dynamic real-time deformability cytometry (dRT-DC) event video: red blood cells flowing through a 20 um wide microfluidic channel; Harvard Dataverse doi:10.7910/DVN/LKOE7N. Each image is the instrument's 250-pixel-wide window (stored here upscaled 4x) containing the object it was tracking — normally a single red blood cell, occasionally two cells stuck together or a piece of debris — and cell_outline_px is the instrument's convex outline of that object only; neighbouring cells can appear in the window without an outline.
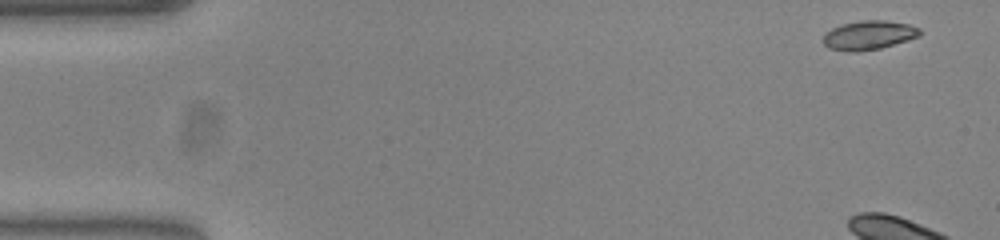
{"species": "common noctule bat (a hibernating species)", "species_latin": "Nyctalus noctula", "temperature_condition": "warm", "stored_images_in_passage": 6, "camera_frame_rate_fps": 3000, "um_per_image_px": 0.085, "animal": {"sex": "female", "body_mass_g": 23.0, "forearm_length_mm": 53.4}, "frame": {"image": 1, "passage_image": 1, "time_ms": 0.0, "image_size_px": [1000, 240], "cell_outline_px": [[920, 36], [908, 40], [880, 48], [856, 52], [848, 52], [828, 48], [824, 44], [824, 36], [832, 28], [840, 24], [864, 20], [884, 20], [908, 24], [920, 28]], "centroid_in_image_um": [73.85, 2.99], "position_along_channel_um": 11.2, "area_um2": 16.3}}